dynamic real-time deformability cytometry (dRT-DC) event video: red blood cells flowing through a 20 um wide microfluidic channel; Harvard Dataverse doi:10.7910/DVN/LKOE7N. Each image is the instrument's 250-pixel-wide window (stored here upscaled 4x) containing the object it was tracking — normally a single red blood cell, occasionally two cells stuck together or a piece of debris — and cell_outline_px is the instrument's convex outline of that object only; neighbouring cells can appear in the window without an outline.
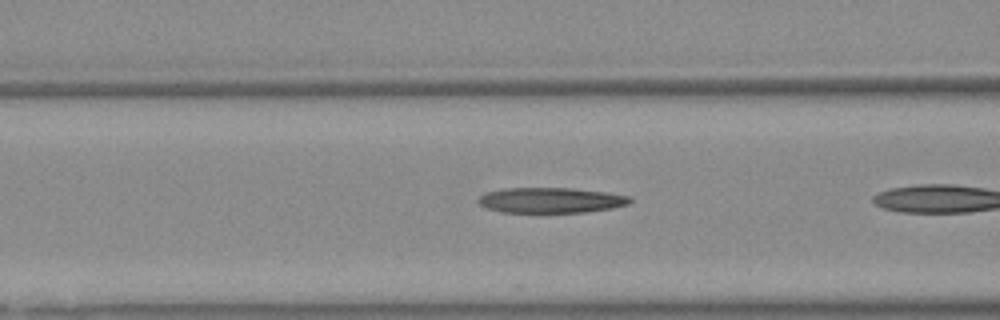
{"species": "Egyptian fruit bat (a non-hibernating species)", "species_latin": "Rousettus aegyptiacus", "temperature_condition": "warm", "stored_images_in_passage": 10, "camera_frame_rate_fps": 3000, "um_per_image_px": 0.085, "animal": {"sex": "female"}, "frame": {"image": 1, "passage_image": 6, "time_ms": 1.667, "image_size_px": [1000, 320], "cell_outline_px": [[632, 200], [628, 204], [612, 208], [584, 212], [500, 212], [488, 208], [480, 204], [476, 200], [480, 196], [488, 192], [504, 188], [572, 188], [604, 192], [632, 196]], "centroid_in_image_um": [46.83, 17.01], "position_along_channel_um": 119.8, "area_um2": 22.31}}
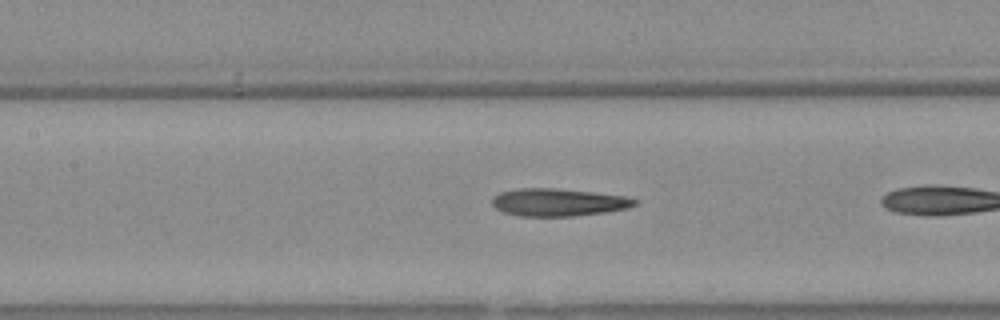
{"frame": {"image": 2, "passage_image": 9, "time_ms": 2.667, "image_size_px": [1000, 320], "cell_outline_px": [[636, 204], [628, 208], [604, 212], [572, 216], [520, 216], [504, 212], [496, 208], [492, 204], [492, 196], [500, 192], [520, 188], [552, 188], [592, 192], [624, 196], [636, 200]], "centroid_in_image_um": [47.41, 17.19], "position_along_channel_um": 160.0, "area_um2": 22.72}}